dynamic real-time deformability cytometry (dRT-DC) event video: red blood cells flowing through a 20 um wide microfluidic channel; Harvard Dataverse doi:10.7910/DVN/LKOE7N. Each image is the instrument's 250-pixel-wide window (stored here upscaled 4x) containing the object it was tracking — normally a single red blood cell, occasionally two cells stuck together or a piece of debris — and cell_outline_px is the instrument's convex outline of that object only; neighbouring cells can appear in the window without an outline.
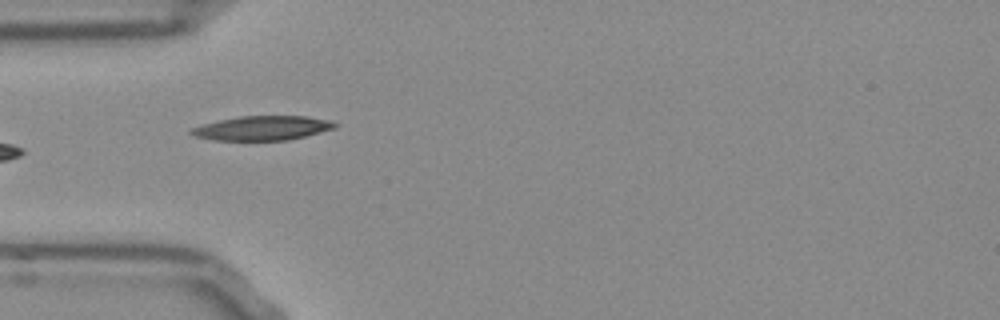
{"species": "Egyptian fruit bat (a non-hibernating species)", "species_latin": "Rousettus aegyptiacus", "temperature_condition": "room temperature", "stored_images_in_passage": 28, "camera_frame_rate_fps": 3000, "um_per_image_px": 0.085, "frame": {"image": 1, "passage_image": 1, "time_ms": 0.0, "image_size_px": [1000, 320], "cell_outline_px": [[336, 128], [288, 140], [212, 140], [196, 136], [188, 132], [192, 128], [204, 124], [220, 120], [240, 116], [308, 116], [332, 120], [336, 124]], "centroid_in_image_um": [22.33, 10.88], "position_along_channel_um": 62.7, "area_um2": 20.23}, "authors_computed_cell_mechanics": {"area_um2": 22.4553, "velocity_mm_per_s": 3.8471, "shape_relaxation_time_tau1_ms": 7.246, "shape_relaxation_time_tau2_ms": 1.7882, "deformation_change_tau1": 0.1653, "deformation_change_tau2": 0.0531}}